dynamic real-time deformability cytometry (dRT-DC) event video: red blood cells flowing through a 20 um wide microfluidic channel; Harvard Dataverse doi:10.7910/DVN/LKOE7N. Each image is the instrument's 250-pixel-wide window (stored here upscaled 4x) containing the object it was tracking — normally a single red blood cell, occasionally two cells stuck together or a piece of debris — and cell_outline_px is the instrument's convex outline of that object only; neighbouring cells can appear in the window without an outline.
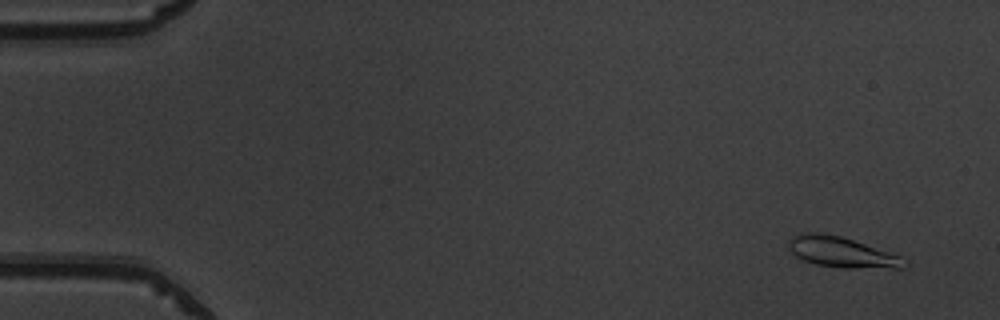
{"species": "common noctule bat (a hibernating species)", "species_latin": "Nyctalus noctula", "temperature_condition": "warm", "stored_images_in_passage": 53, "camera_frame_rate_fps": 3000, "um_per_image_px": 0.085, "animal": {"sex": "male", "body_mass_g": 19.5, "forearm_length_mm": 54.6}, "frame": {"image": 1, "passage_image": 4, "time_ms": 1.0, "image_size_px": [1000, 320], "cell_outline_px": [[908, 264], [904, 268], [844, 268], [816, 264], [804, 260], [796, 256], [788, 248], [788, 240], [792, 236], [804, 232], [816, 232], [840, 236], [900, 256]], "centroid_in_image_um": [71.51, 21.44], "position_along_channel_um": 13.5, "area_um2": 20.35}}
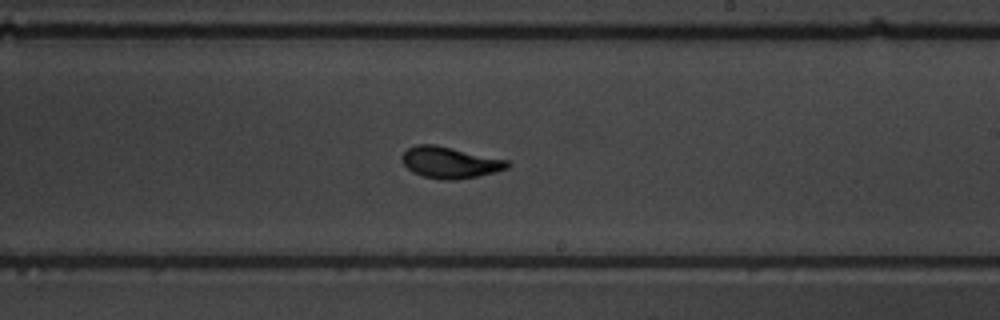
{"frame": {"image": 2, "passage_image": 32, "time_ms": 10.333, "image_size_px": [1000, 320], "cell_outline_px": [[512, 164], [508, 168], [496, 172], [456, 180], [440, 180], [424, 176], [412, 172], [400, 160], [400, 156], [408, 148], [416, 144], [436, 144], [508, 160]], "centroid_in_image_um": [38.24, 13.8], "position_along_channel_um": 250.8, "area_um2": 19.48}}
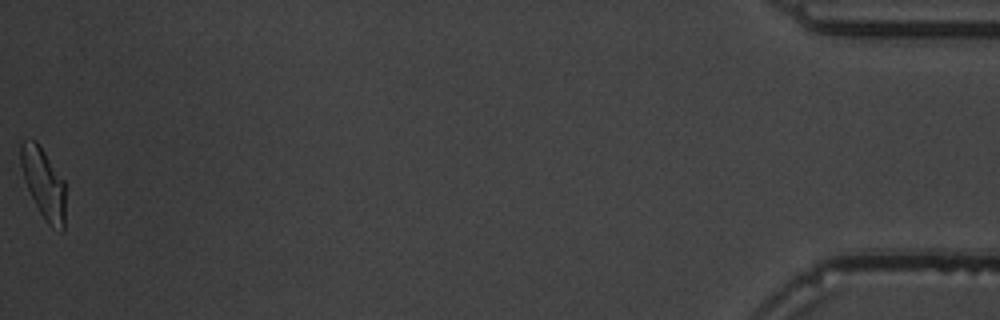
{"frame": {"image": 3, "passage_image": 53, "time_ms": 17.333, "image_size_px": [1000, 320], "cell_outline_px": [[64, 228], [60, 232], [52, 228], [48, 224], [40, 212], [24, 180], [20, 164], [20, 144], [24, 140], [36, 140], [64, 180]], "centroid_in_image_um": [3.69, 15.57], "position_along_channel_um": 431.5, "area_um2": 18.09}, "authors_computed_cell_mechanics": {"area_um2": 18.8428, "velocity_mm_per_s": 3.9231, "shape_relaxation_time_tau1_ms": 2.2677, "shape_relaxation_time_tau2_ms": 0.8428, "deformation_change_tau1": 0.1416, "deformation_change_tau2": 0.0501}}